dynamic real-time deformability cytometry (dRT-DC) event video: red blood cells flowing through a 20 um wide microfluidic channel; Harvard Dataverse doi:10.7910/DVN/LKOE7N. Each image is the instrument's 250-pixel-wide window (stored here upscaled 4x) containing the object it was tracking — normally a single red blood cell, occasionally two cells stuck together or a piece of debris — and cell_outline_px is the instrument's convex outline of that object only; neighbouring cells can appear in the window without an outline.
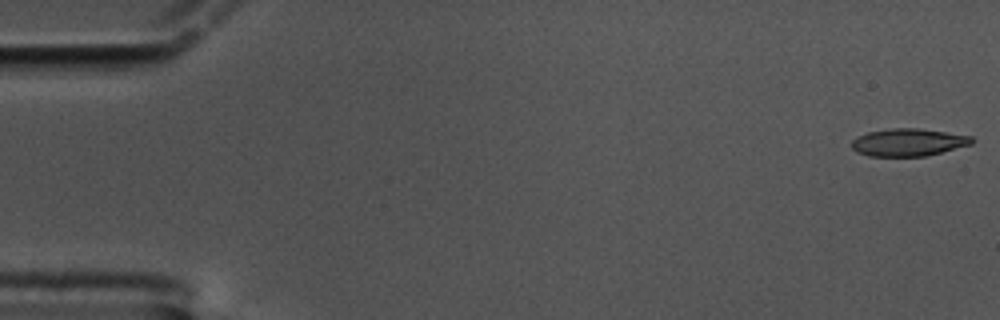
{"species": "common noctule bat (a hibernating species)", "species_latin": "Nyctalus noctula", "temperature_condition": "cold", "stored_images_in_passage": 59, "camera_frame_rate_fps": 3000, "um_per_image_px": 0.085, "animal": {"sex": "male", "body_mass_g": 17.5, "forearm_length_mm": 52.3}, "frame": {"image": 1, "passage_image": 1, "time_ms": 0.0, "image_size_px": [1000, 320], "cell_outline_px": [[976, 140], [972, 144], [924, 156], [868, 156], [856, 152], [852, 148], [852, 140], [868, 132], [892, 128], [916, 128], [972, 136]], "centroid_in_image_um": [77.21, 12.1], "position_along_channel_um": 7.8, "area_um2": 19.07}}
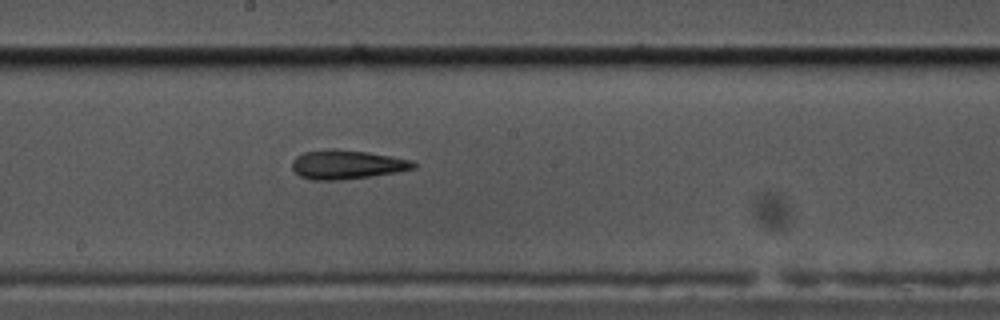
{"frame": {"image": 2, "passage_image": 32, "time_ms": 10.333, "image_size_px": [1000, 320], "cell_outline_px": [[416, 168], [396, 172], [340, 180], [312, 180], [300, 176], [292, 168], [292, 160], [296, 156], [304, 152], [332, 148], [336, 148], [368, 152], [392, 156], [412, 160], [416, 164]], "centroid_in_image_um": [29.47, 13.97], "position_along_channel_um": 218.7, "area_um2": 20.58}}
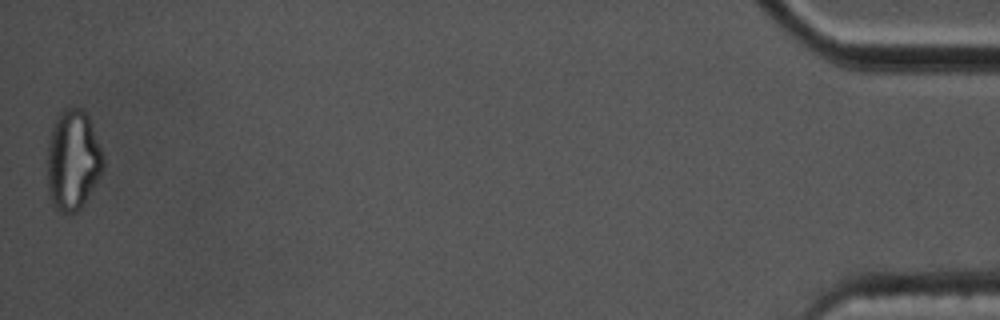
{"frame": {"image": 3, "passage_image": 59, "time_ms": 19.333, "image_size_px": [1000, 320], "cell_outline_px": [[104, 168], [100, 176], [84, 204], [76, 212], [60, 212], [52, 204], [48, 192], [48, 144], [52, 128], [56, 116], [64, 108], [80, 108], [88, 116], [104, 156]], "centroid_in_image_um": [6.2, 13.62], "position_along_channel_um": 429.0, "area_um2": 32.6}, "authors_computed_cell_mechanics": {"area_um2": 20.3456, "velocity_mm_per_s": 3.377, "shape_relaxation_time_tau1_ms": null, "shape_relaxation_time_tau2_ms": 6.829, "deformation_change_tau1": null, "deformation_change_tau2": 0.1851}}